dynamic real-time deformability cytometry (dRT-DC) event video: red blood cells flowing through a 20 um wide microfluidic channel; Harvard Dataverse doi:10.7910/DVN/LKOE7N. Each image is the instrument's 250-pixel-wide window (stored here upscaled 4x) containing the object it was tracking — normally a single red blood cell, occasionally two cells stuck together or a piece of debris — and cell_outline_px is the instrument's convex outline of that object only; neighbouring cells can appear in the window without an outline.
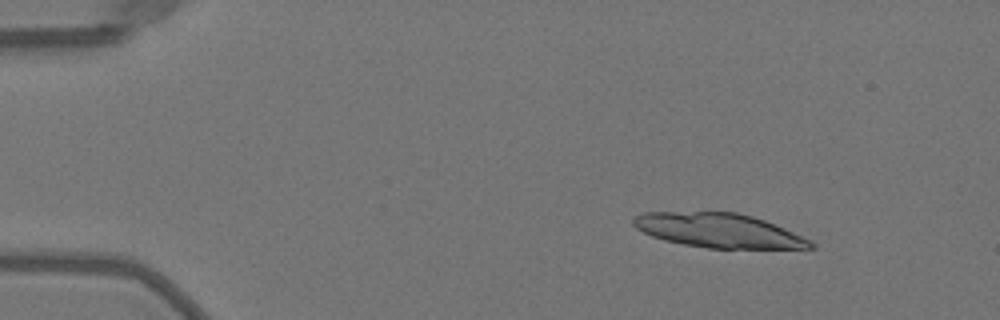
{"species": "Egyptian fruit bat (a non-hibernating species)", "species_latin": "Rousettus aegyptiacus", "temperature_condition": "warm", "stored_images_in_passage": 18, "camera_frame_rate_fps": 3000, "um_per_image_px": 0.085, "animal": {"sex": "female"}, "frame": {"image": 1, "passage_image": 6, "time_ms": 1.667, "image_size_px": [1000, 320], "cell_outline_px": [[816, 248], [708, 248], [684, 244], [664, 240], [652, 236], [636, 228], [632, 224], [632, 220], [640, 212], [736, 212], [752, 216], [764, 220], [812, 240], [816, 244]], "centroid_in_image_um": [61.08, 19.59], "position_along_channel_um": 23.9, "area_um2": 35.2}}